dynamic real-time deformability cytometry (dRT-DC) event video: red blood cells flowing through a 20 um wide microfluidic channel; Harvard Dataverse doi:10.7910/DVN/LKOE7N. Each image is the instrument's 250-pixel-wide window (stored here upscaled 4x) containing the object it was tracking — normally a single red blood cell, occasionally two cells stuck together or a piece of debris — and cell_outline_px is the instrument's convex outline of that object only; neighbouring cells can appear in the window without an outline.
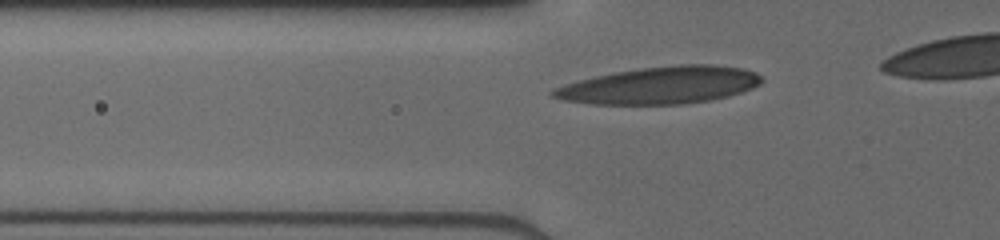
{"species": "human", "species_latin": "Homo sapiens", "temperature_condition": "cold", "stored_images_in_passage": 30, "camera_frame_rate_fps": 3000, "um_per_image_px": 0.085, "donor": {"sex": "male"}, "frame": {"image": 1, "passage_image": 5, "time_ms": 1.333, "image_size_px": [1000, 240], "cell_outline_px": [[764, 80], [760, 84], [752, 88], [728, 96], [712, 100], [680, 104], [592, 104], [564, 100], [552, 96], [548, 92], [552, 88], [564, 84], [596, 76], [616, 72], [640, 68], [680, 64], [712, 64], [744, 68], [756, 72]], "centroid_in_image_um": [56.14, 7.25], "position_along_channel_um": 69.7, "area_um2": 45.2}}
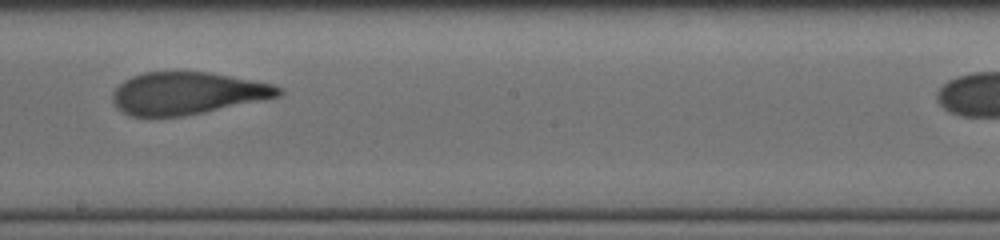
{"frame": {"image": 2, "passage_image": 17, "time_ms": 5.333, "image_size_px": [1000, 240], "cell_outline_px": [[284, 92], [280, 96], [264, 100], [184, 116], [132, 116], [116, 108], [112, 100], [112, 92], [124, 80], [132, 76], [144, 72], [208, 72], [252, 80], [272, 84], [284, 88]], "centroid_in_image_um": [15.93, 7.93], "position_along_channel_um": 232.3, "area_um2": 40.86}}
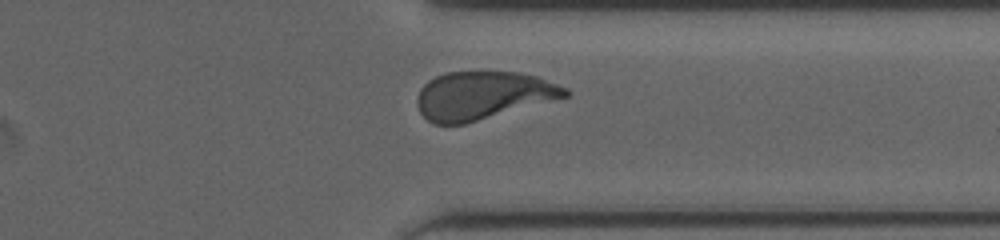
{"frame": {"image": 3, "passage_image": 27, "time_ms": 8.667, "image_size_px": [1000, 240], "cell_outline_px": [[572, 92], [568, 96], [464, 124], [432, 124], [420, 112], [416, 104], [416, 100], [420, 88], [428, 80], [436, 76], [448, 72], [516, 72], [536, 76], [568, 88]], "centroid_in_image_um": [41.02, 8.11], "position_along_channel_um": 370.4, "area_um2": 41.27}}